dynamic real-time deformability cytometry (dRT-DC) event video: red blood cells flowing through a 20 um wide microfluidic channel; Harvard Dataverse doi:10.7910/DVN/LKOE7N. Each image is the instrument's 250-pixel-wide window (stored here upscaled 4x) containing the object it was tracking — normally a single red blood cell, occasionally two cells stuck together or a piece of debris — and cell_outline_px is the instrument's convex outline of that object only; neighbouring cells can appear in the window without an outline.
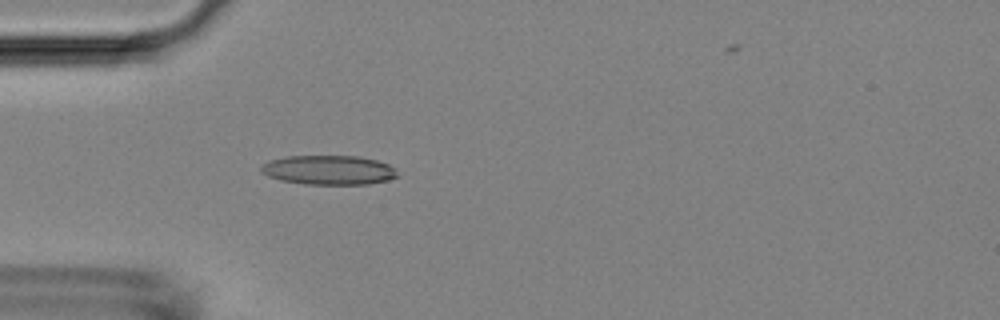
{"species": "Egyptian fruit bat (a non-hibernating species)", "species_latin": "Rousettus aegyptiacus", "temperature_condition": "room temperature", "stored_images_in_passage": 11, "camera_frame_rate_fps": 3000, "um_per_image_px": 0.085, "animal": {"sex": "female"}, "frame": {"image": 1, "passage_image": 1, "time_ms": 0.0, "image_size_px": [1000, 320], "cell_outline_px": [[400, 176], [388, 180], [368, 184], [304, 184], [280, 180], [268, 176], [260, 172], [260, 164], [268, 160], [284, 156], [360, 156], [376, 160], [388, 164], [396, 168]], "centroid_in_image_um": [27.93, 14.45], "position_along_channel_um": 57.1, "area_um2": 23.7}}
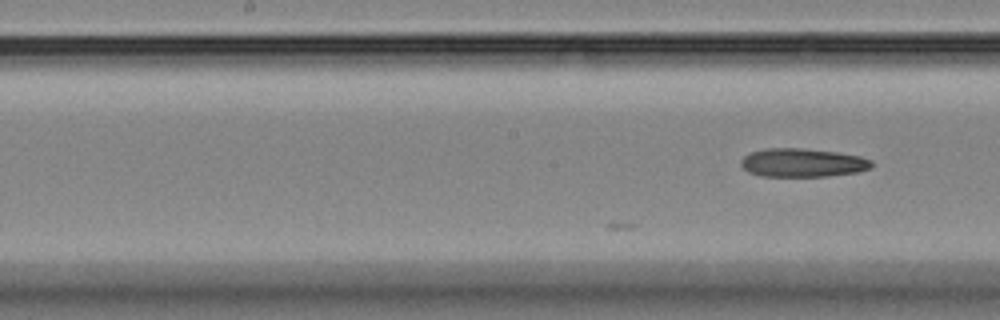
{"frame": {"image": 2, "passage_image": 11, "time_ms": 3.333, "image_size_px": [1000, 320], "cell_outline_px": [[872, 168], [856, 172], [828, 176], [760, 176], [748, 172], [740, 164], [740, 160], [744, 156], [752, 152], [764, 148], [800, 148], [836, 152], [860, 156], [872, 160]], "centroid_in_image_um": [68.2, 13.83], "position_along_channel_um": 180.0, "area_um2": 21.73}}